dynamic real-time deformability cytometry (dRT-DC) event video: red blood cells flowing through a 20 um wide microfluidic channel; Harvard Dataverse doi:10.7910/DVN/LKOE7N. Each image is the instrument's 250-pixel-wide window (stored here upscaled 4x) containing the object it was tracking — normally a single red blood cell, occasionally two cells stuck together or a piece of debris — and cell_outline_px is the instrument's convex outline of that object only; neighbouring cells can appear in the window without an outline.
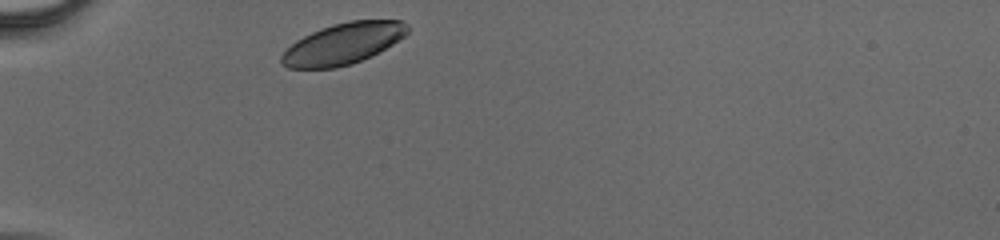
{"species": "human", "species_latin": "Homo sapiens", "temperature_condition": "cold", "stored_images_in_passage": 27, "camera_frame_rate_fps": 3000, "um_per_image_px": 0.085, "donor": {"sex": "male"}, "frame": {"image": 1, "passage_image": 1, "time_ms": 0.0, "image_size_px": [1000, 240], "cell_outline_px": [[408, 32], [404, 36], [392, 44], [372, 56], [352, 64], [336, 68], [288, 68], [280, 64], [280, 56], [296, 40], [312, 32], [348, 20], [400, 20], [408, 24]], "centroid_in_image_um": [29.16, 3.72], "position_along_channel_um": 55.8, "area_um2": 30.11}}
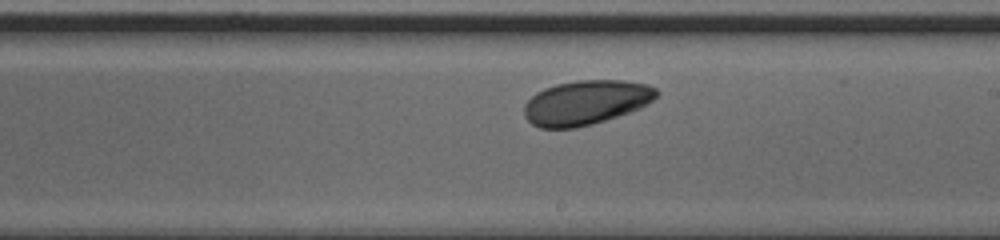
{"frame": {"image": 2, "passage_image": 15, "time_ms": 4.667, "image_size_px": [1000, 240], "cell_outline_px": [[660, 92], [652, 100], [640, 108], [592, 124], [576, 128], [540, 128], [532, 124], [524, 116], [524, 104], [536, 92], [544, 88], [556, 84], [576, 80], [624, 80], [648, 84], [656, 88]], "centroid_in_image_um": [49.79, 8.7], "position_along_channel_um": 239.2, "area_um2": 34.33}}
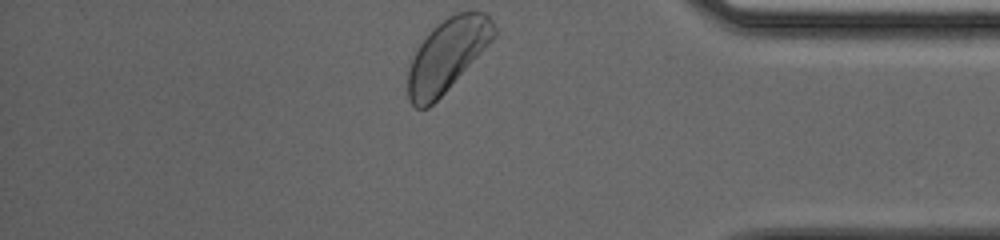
{"frame": {"image": 3, "passage_image": 27, "time_ms": 8.667, "image_size_px": [1000, 240], "cell_outline_px": [[496, 36], [448, 88], [428, 108], [416, 108], [408, 100], [408, 68], [412, 56], [420, 44], [432, 28], [448, 16], [456, 12], [484, 12], [492, 20], [496, 28]], "centroid_in_image_um": [38.0, 4.67], "position_along_channel_um": 397.2, "area_um2": 35.84}}